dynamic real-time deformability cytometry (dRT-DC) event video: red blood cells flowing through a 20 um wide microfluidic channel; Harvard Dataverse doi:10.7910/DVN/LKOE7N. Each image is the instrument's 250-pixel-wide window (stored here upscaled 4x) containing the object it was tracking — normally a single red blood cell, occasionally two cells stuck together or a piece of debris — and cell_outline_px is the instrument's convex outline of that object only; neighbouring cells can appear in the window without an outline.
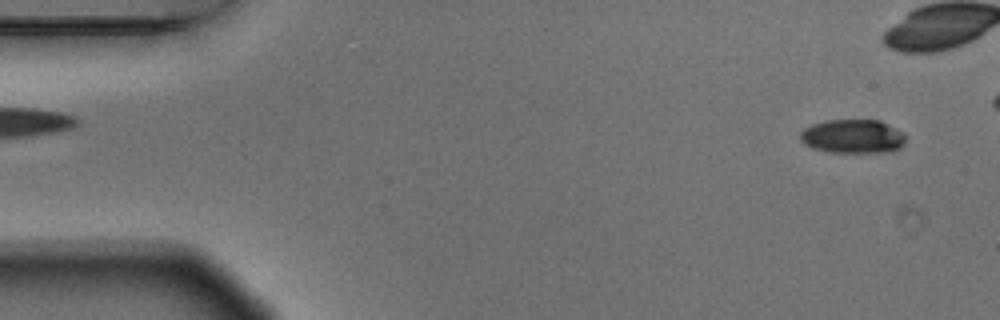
{"species": "Egyptian fruit bat (a non-hibernating species)", "species_latin": "Rousettus aegyptiacus", "temperature_condition": "warm", "stored_images_in_passage": 4, "segment_of_instrument_passage": [2, 2], "camera_frame_rate_fps": 3000, "um_per_image_px": 0.085, "animal": {"sex": "male"}, "frame": {"image": 1, "passage_image": 4, "time_ms": 1.0, "image_size_px": [1000, 320], "cell_outline_px": [[904, 144], [900, 148], [884, 152], [832, 152], [816, 148], [800, 140], [800, 132], [804, 128], [812, 124], [828, 120], [880, 120], [904, 132]], "centroid_in_image_um": [72.51, 11.58], "position_along_channel_um": 12.5, "area_um2": 20.58}}